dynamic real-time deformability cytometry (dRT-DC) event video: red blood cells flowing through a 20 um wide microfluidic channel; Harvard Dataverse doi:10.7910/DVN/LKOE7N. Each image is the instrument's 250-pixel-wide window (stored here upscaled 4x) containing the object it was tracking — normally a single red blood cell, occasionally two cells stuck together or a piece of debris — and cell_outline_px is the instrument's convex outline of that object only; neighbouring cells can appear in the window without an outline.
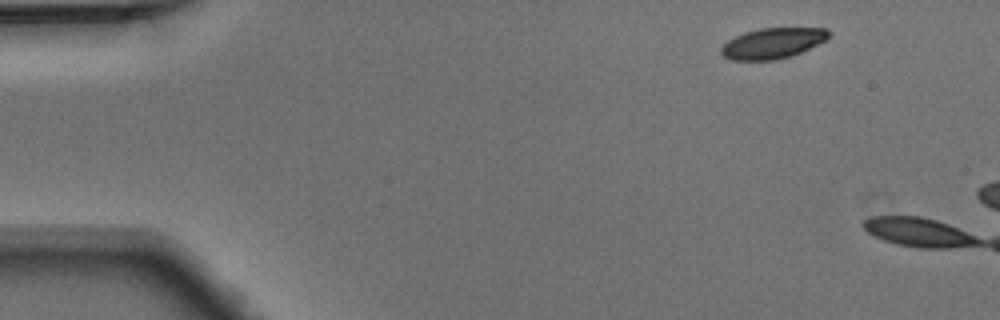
{"species": "Egyptian fruit bat (a non-hibernating species)", "species_latin": "Rousettus aegyptiacus", "temperature_condition": "warm", "stored_images_in_passage": 4, "camera_frame_rate_fps": 3000, "um_per_image_px": 0.085, "animal": {"sex": "male"}, "frame": {"image": 1, "passage_image": 1, "time_ms": 0.0, "image_size_px": [1000, 320], "cell_outline_px": [[832, 36], [828, 40], [792, 56], [776, 60], [732, 60], [724, 56], [720, 52], [720, 48], [728, 40], [744, 32], [760, 28], [828, 28], [832, 32]], "centroid_in_image_um": [65.74, 3.67], "position_along_channel_um": 19.3, "area_um2": 19.48}}